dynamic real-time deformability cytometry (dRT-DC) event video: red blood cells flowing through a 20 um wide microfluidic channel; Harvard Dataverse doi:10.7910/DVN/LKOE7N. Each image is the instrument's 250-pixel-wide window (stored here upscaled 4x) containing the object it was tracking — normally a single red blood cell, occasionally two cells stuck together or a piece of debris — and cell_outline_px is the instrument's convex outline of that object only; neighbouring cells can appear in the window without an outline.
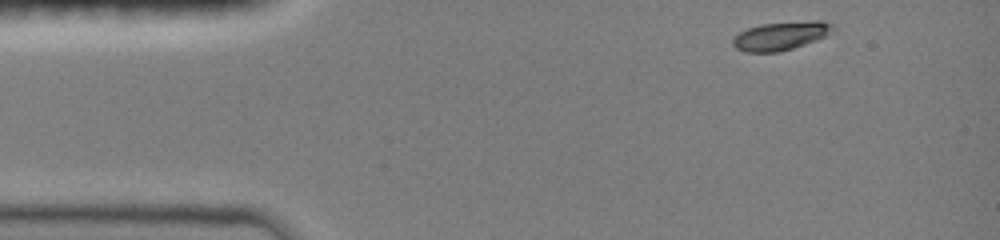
{"species": "common noctule bat (a hibernating species)", "species_latin": "Nyctalus noctula", "temperature_condition": "room temperature", "stored_images_in_passage": 39, "camera_frame_rate_fps": 3000, "um_per_image_px": 0.085, "animal": {"sex": "female", "body_mass_g": 19.0, "forearm_length_mm": 51.5}, "frame": {"image": 1, "passage_image": 1, "time_ms": 0.0, "image_size_px": [1000, 240], "cell_outline_px": [[836, 32], [816, 40], [780, 52], [744, 52], [736, 48], [732, 44], [732, 40], [740, 32], [748, 28], [760, 24], [812, 20], [820, 20], [832, 24], [836, 28]], "centroid_in_image_um": [66.42, 3.04], "position_along_channel_um": 18.6, "area_um2": 16.76}}
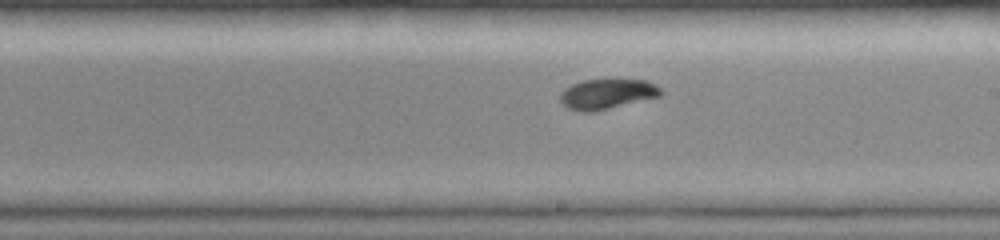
{"frame": {"image": 2, "passage_image": 23, "time_ms": 7.333, "image_size_px": [1000, 240], "cell_outline_px": [[664, 92], [660, 96], [592, 112], [580, 112], [568, 108], [560, 104], [560, 92], [564, 88], [580, 80], [648, 80], [656, 84]], "centroid_in_image_um": [51.57, 7.99], "position_along_channel_um": 237.4, "area_um2": 17.74}}
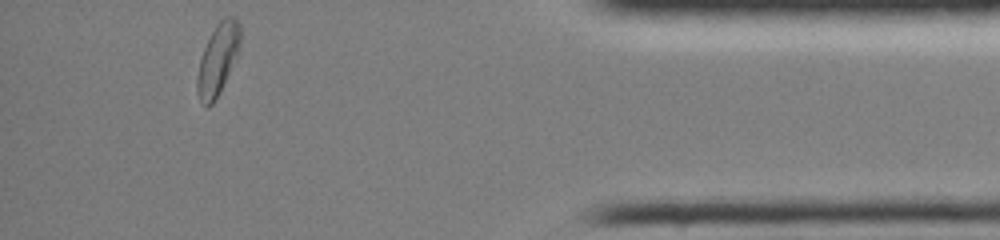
{"frame": {"image": 3, "passage_image": 39, "time_ms": 12.667, "image_size_px": [1000, 240], "cell_outline_px": [[240, 48], [220, 92], [212, 104], [208, 108], [200, 100], [196, 92], [196, 76], [200, 60], [204, 48], [216, 24], [224, 16], [236, 16], [240, 24]], "centroid_in_image_um": [18.51, 5.02], "position_along_channel_um": 416.7, "area_um2": 17.86}, "authors_computed_cell_mechanics": {"area_um2": 17.8602, "velocity_mm_per_s": 4.0075, "shape_relaxation_time_tau1_ms": 4.6307, "shape_relaxation_time_tau2_ms": 1.3206, "deformation_change_tau1": 0.1706, "deformation_change_tau2": 0.0375}}